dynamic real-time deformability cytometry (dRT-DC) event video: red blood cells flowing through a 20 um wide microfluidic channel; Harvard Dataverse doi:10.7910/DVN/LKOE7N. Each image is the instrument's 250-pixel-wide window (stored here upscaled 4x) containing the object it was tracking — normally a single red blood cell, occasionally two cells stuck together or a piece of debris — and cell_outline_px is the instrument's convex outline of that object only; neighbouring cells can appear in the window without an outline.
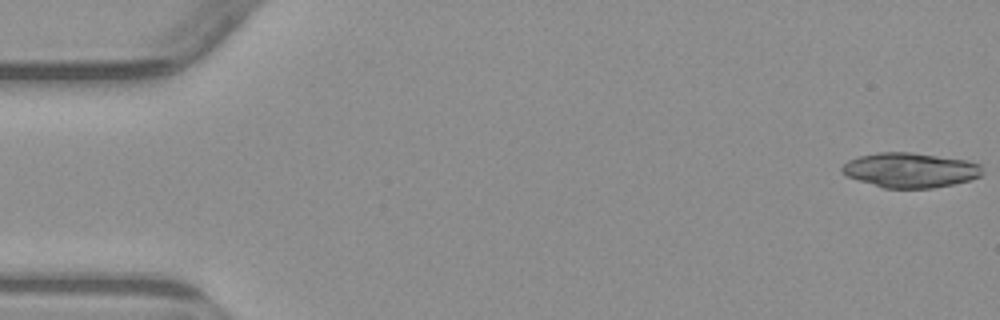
{"species": "common noctule bat (a hibernating species)", "species_latin": "Nyctalus noctula", "temperature_condition": "warm", "stored_images_in_passage": 7, "camera_frame_rate_fps": 3000, "um_per_image_px": 0.085, "animal": {"sex": "male", "body_mass_g": 23.1, "forearm_length_mm": 52.7}, "frame": {"image": 1, "passage_image": 1, "time_ms": 0.0, "image_size_px": [1000, 320], "cell_outline_px": [[984, 172], [980, 176], [968, 180], [952, 184], [932, 188], [884, 188], [848, 176], [840, 168], [848, 160], [860, 156], [876, 152], [912, 152], [968, 160], [980, 164]], "centroid_in_image_um": [77.4, 14.45], "position_along_channel_um": 7.6, "area_um2": 28.32}}
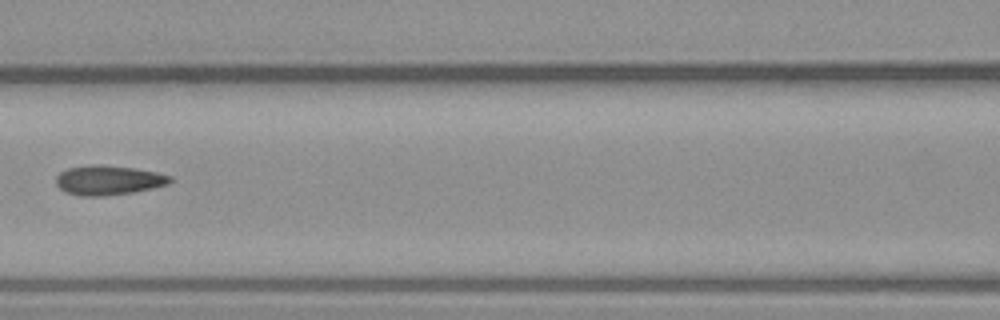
{"frame": {"image": 2, "passage_image": 7, "time_ms": 7.667, "image_size_px": [1000, 320], "cell_outline_px": [[172, 180], [168, 184], [152, 188], [132, 192], [104, 196], [80, 196], [64, 192], [56, 184], [56, 176], [60, 172], [68, 168], [96, 164], [136, 168], [156, 172], [172, 176]], "centroid_in_image_um": [9.2, 15.32], "position_along_channel_um": 157.4, "area_um2": 19.65}}